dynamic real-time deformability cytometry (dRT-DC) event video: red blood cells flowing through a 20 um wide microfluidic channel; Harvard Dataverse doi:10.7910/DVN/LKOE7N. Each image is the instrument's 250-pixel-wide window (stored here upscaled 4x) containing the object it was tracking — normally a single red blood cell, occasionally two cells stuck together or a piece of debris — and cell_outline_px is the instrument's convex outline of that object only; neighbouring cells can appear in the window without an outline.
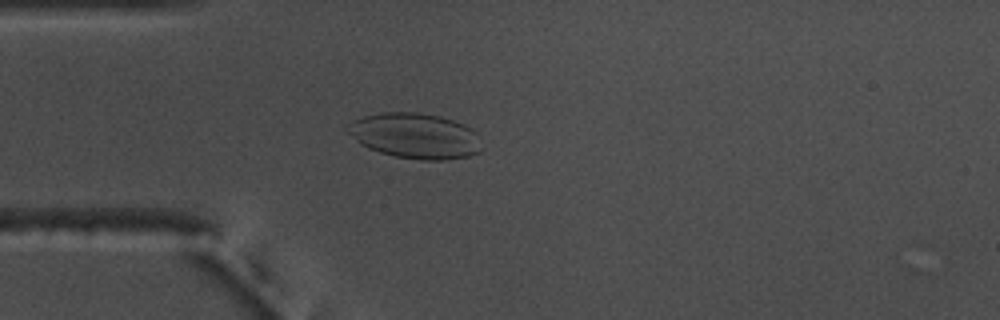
{"species": "common noctule bat (a hibernating species)", "species_latin": "Nyctalus noctula", "temperature_condition": "warm", "stored_images_in_passage": 37, "camera_frame_rate_fps": 3000, "um_per_image_px": 0.085, "animal": {"sex": "male", "body_mass_g": 17.5, "forearm_length_mm": 52.3}, "frame": {"image": 1, "passage_image": 2, "time_ms": 0.333, "image_size_px": [1000, 320], "cell_outline_px": [[480, 152], [468, 156], [444, 160], [420, 160], [396, 156], [380, 152], [368, 148], [360, 144], [344, 128], [352, 120], [364, 116], [380, 112], [416, 112], [440, 116], [464, 124], [472, 128], [476, 132]], "centroid_in_image_um": [35.25, 11.53], "position_along_channel_um": 49.8, "area_um2": 35.43}}
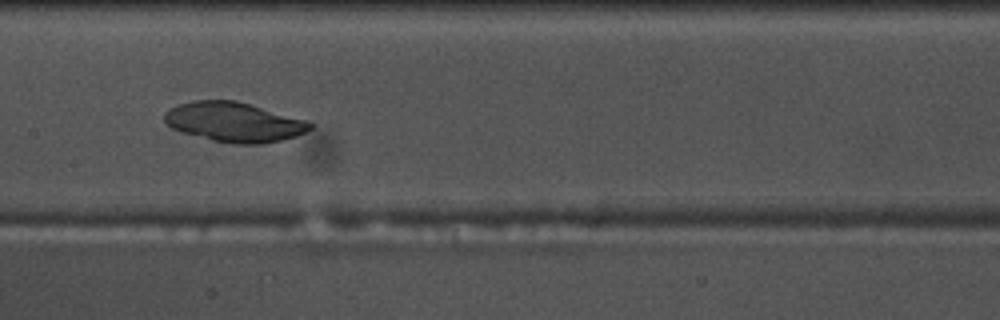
{"frame": {"image": 2, "passage_image": 14, "time_ms": 4.333, "image_size_px": [1000, 320], "cell_outline_px": [[312, 128], [296, 136], [264, 144], [232, 144], [212, 140], [180, 132], [172, 128], [164, 120], [164, 112], [176, 104], [192, 100], [236, 100], [304, 120], [312, 124]], "centroid_in_image_um": [19.83, 10.38], "position_along_channel_um": 187.6, "area_um2": 33.52}}
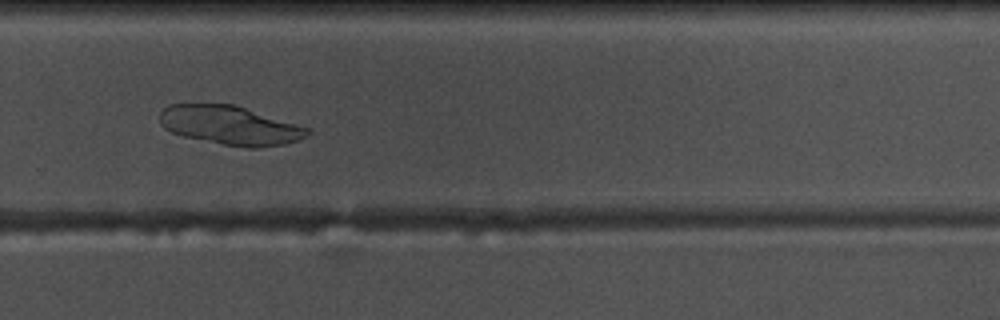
{"frame": {"image": 3, "passage_image": 24, "time_ms": 7.667, "image_size_px": [1000, 320], "cell_outline_px": [[312, 132], [300, 140], [284, 144], [252, 148], [248, 148], [224, 144], [184, 136], [172, 132], [164, 128], [160, 124], [160, 112], [168, 104], [236, 104], [308, 128]], "centroid_in_image_um": [19.56, 10.64], "position_along_channel_um": 310.2, "area_um2": 33.35}}